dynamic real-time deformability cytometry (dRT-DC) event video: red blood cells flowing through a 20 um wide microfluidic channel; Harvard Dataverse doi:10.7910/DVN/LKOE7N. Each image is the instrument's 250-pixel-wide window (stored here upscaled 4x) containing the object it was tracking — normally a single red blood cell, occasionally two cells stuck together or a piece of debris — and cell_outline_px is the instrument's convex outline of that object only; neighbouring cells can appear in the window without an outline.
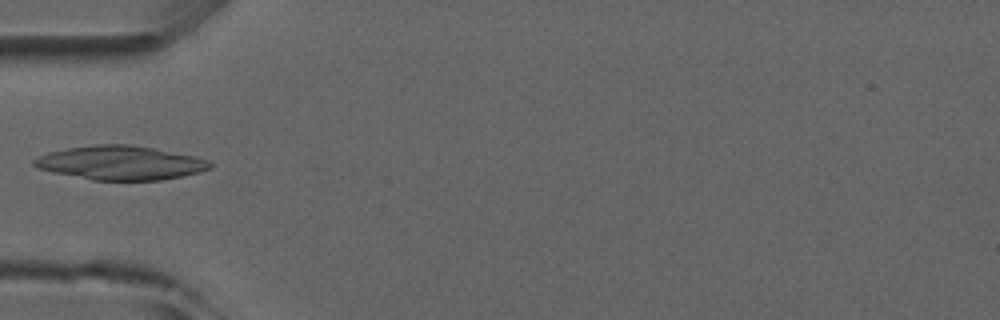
{"species": "common noctule bat (a hibernating species)", "species_latin": "Nyctalus noctula", "temperature_condition": "room temperature", "stored_images_in_passage": 5, "camera_frame_rate_fps": 3000, "um_per_image_px": 0.085, "animal": {"sex": "male", "forearm_length_mm": 52.5}, "frame": {"image": 1, "passage_image": 5, "time_ms": 4.667, "image_size_px": [1000, 320], "cell_outline_px": [[212, 168], [200, 172], [184, 176], [160, 180], [92, 180], [52, 172], [36, 168], [32, 164], [32, 160], [48, 152], [68, 148], [96, 144], [128, 144], [152, 148], [196, 156], [208, 160], [212, 164]], "centroid_in_image_um": [10.24, 13.84], "position_along_channel_um": 74.8, "area_um2": 34.91}}